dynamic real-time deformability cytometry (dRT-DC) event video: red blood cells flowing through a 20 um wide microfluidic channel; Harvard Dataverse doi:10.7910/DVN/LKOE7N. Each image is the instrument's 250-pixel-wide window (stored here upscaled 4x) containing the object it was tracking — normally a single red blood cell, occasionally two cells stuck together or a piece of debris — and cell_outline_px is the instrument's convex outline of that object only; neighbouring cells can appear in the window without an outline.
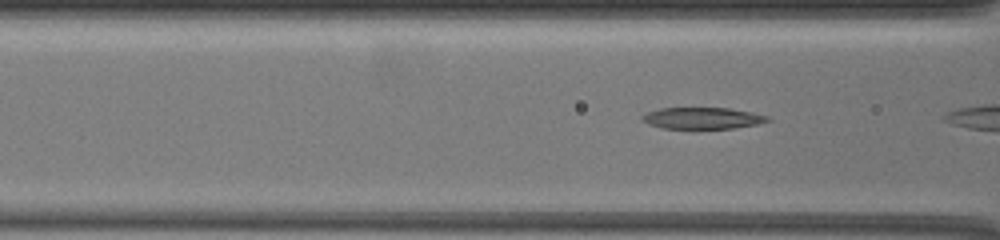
{"species": "common noctule bat (a hibernating species)", "species_latin": "Nyctalus noctula", "temperature_condition": "warm", "stored_images_in_passage": 5, "camera_frame_rate_fps": 3000, "um_per_image_px": 0.085, "animal": {"sex": "female", "body_mass_g": 19.5, "forearm_length_mm": 54.1}, "frame": {"image": 1, "passage_image": 4, "time_ms": 1.0, "image_size_px": [1000, 240], "cell_outline_px": [[772, 120], [756, 124], [732, 128], [692, 132], [664, 128], [640, 120], [640, 116], [648, 112], [660, 108], [728, 108], [752, 112], [768, 116]], "centroid_in_image_um": [59.68, 10.09], "position_along_channel_um": 106.9, "area_um2": 16.47}}